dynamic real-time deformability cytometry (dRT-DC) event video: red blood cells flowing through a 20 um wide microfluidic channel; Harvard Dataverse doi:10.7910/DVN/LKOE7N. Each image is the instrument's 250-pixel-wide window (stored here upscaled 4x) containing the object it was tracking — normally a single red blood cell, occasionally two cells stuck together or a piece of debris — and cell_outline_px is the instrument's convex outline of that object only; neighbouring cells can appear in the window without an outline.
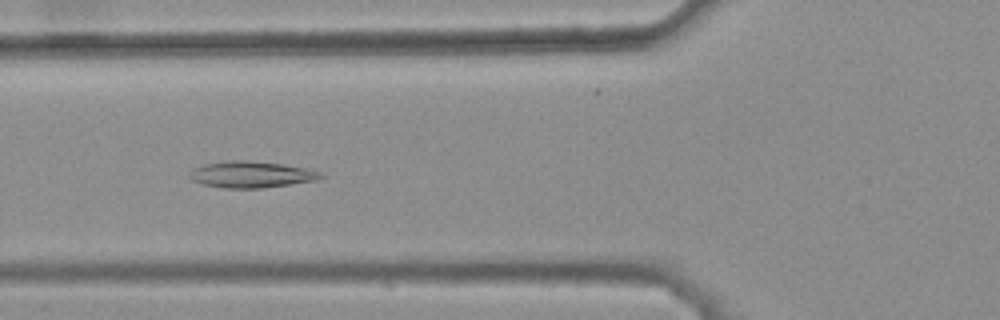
{"species": "common noctule bat (a hibernating species)", "species_latin": "Nyctalus noctula", "temperature_condition": "warm", "stored_images_in_passage": 43, "camera_frame_rate_fps": 3000, "um_per_image_px": 0.085, "animal": {"sex": "female", "body_mass_g": 25.1}, "frame": {"image": 1, "passage_image": 18, "time_ms": 5.667, "image_size_px": [1000, 320], "cell_outline_px": [[324, 176], [316, 180], [260, 188], [224, 188], [204, 184], [192, 180], [188, 176], [192, 168], [204, 164], [228, 160], [248, 160], [280, 164], [304, 168], [320, 172]], "centroid_in_image_um": [21.29, 14.82], "position_along_channel_um": 104.5, "area_um2": 19.94}}
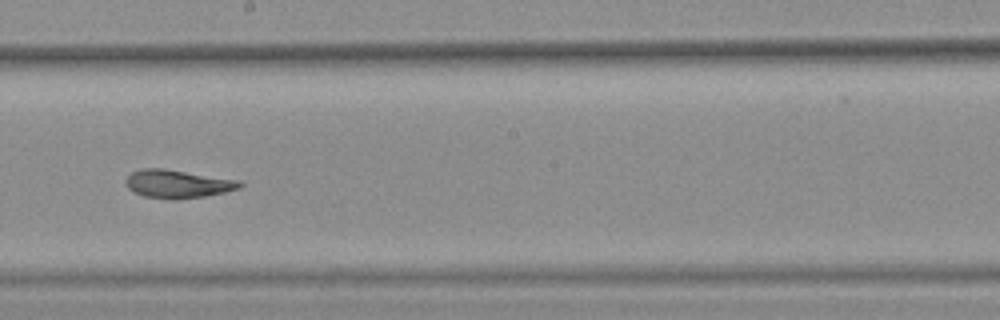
{"frame": {"image": 2, "passage_image": 28, "time_ms": 9.0, "image_size_px": [1000, 320], "cell_outline_px": [[244, 184], [240, 188], [224, 192], [204, 196], [176, 200], [144, 196], [128, 188], [124, 180], [132, 172], [144, 168], [164, 168], [240, 180]], "centroid_in_image_um": [15.12, 15.62], "position_along_channel_um": 233.1, "area_um2": 18.73}}
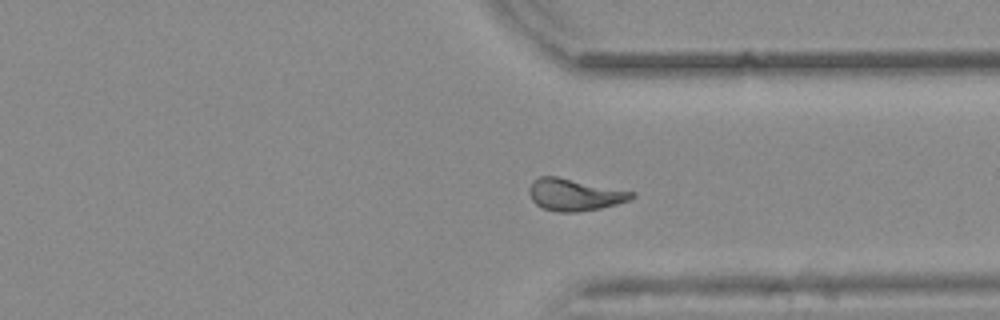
{"frame": {"image": 3, "passage_image": 38, "time_ms": 12.333, "image_size_px": [1000, 320], "cell_outline_px": [[636, 196], [628, 200], [616, 204], [600, 208], [576, 212], [560, 212], [544, 208], [536, 204], [532, 200], [528, 192], [528, 188], [532, 180], [540, 176], [556, 176], [636, 192]], "centroid_in_image_um": [48.82, 16.54], "position_along_channel_um": 362.6, "area_um2": 19.07}, "authors_computed_cell_mechanics": {"area_um2": 19.074, "velocity_mm_per_s": 3.8726, "shape_relaxation_time_tau1_ms": null, "shape_relaxation_time_tau2_ms": 2.1455, "deformation_change_tau1": null, "deformation_change_tau2": 0.089}}